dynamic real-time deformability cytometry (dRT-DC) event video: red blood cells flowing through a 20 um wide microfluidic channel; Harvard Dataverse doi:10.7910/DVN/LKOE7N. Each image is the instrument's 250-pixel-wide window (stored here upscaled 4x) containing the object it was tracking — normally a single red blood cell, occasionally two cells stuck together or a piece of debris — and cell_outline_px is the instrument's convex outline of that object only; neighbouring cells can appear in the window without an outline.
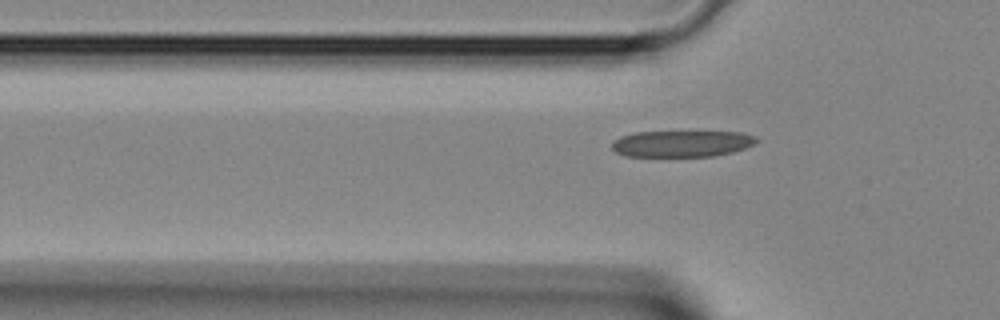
{"species": "Egyptian fruit bat (a non-hibernating species)", "species_latin": "Rousettus aegyptiacus", "temperature_condition": "room temperature", "stored_images_in_passage": 3, "camera_frame_rate_fps": 3000, "um_per_image_px": 0.085, "animal": {"sex": "female"}, "frame": {"image": 1, "passage_image": 3, "time_ms": 0.667, "image_size_px": [1000, 320], "cell_outline_px": [[760, 140], [756, 144], [732, 152], [712, 156], [624, 156], [616, 152], [612, 148], [612, 140], [620, 136], [632, 132], [740, 132], [756, 136]], "centroid_in_image_um": [57.95, 12.2], "position_along_channel_um": 67.9, "area_um2": 22.37}}